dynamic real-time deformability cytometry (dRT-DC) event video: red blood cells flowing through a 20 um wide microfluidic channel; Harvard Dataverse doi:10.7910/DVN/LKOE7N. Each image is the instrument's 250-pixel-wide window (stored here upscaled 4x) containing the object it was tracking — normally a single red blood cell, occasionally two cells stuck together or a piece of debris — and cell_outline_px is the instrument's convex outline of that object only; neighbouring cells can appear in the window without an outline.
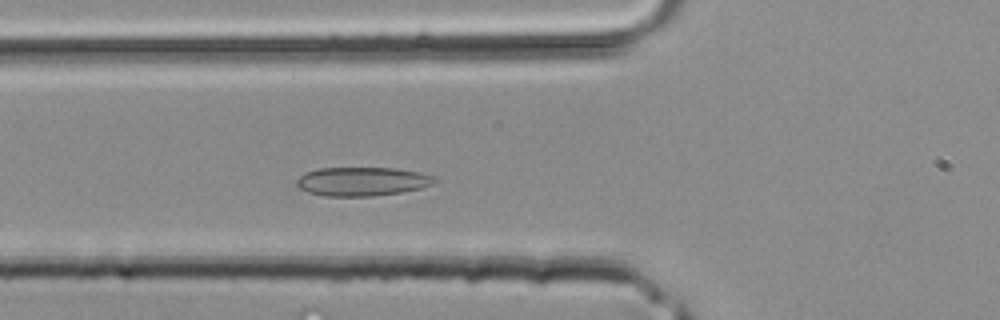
{"species": "common noctule bat (a hibernating species)", "species_latin": "Nyctalus noctula", "temperature_condition": "room temperature", "stored_images_in_passage": 35, "segment_of_instrument_passage": [1, 2], "camera_frame_rate_fps": 3000, "um_per_image_px": 0.085, "animal": {"sex": "male", "body_mass_g": 20.4}, "frame": {"image": 1, "passage_image": 9, "time_ms": 2.667, "image_size_px": [1000, 320], "cell_outline_px": [[436, 180], [432, 184], [420, 188], [404, 192], [372, 196], [324, 196], [308, 192], [300, 188], [296, 184], [296, 180], [304, 172], [320, 168], [396, 168], [416, 172], [432, 176]], "centroid_in_image_um": [30.74, 15.43], "position_along_channel_um": 95.1, "area_um2": 23.06}}
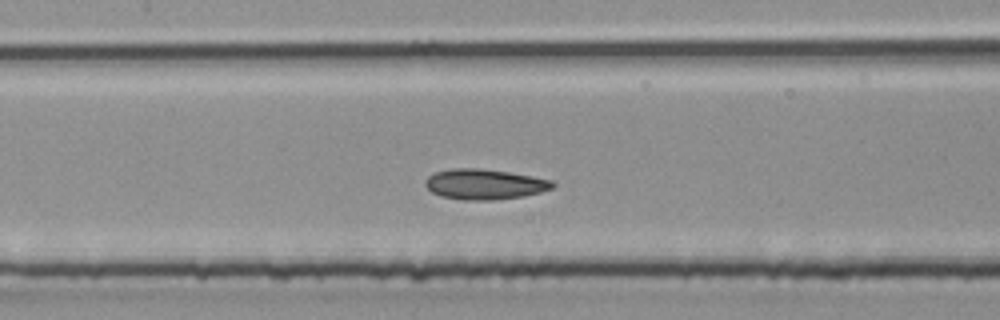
{"frame": {"image": 2, "passage_image": 13, "time_ms": 4.0, "image_size_px": [1000, 320], "cell_outline_px": [[556, 184], [552, 188], [540, 192], [524, 196], [492, 200], [468, 200], [440, 196], [432, 192], [424, 184], [424, 180], [428, 176], [436, 172], [452, 168], [480, 168], [508, 172], [532, 176], [552, 180]], "centroid_in_image_um": [41.18, 15.65], "position_along_channel_um": 166.2, "area_um2": 22.48}}
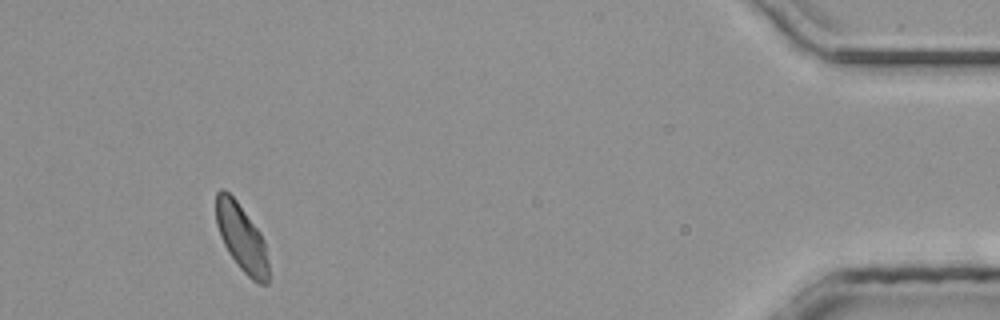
{"frame": {"image": 3, "passage_image": 31, "time_ms": 10.0, "image_size_px": [1000, 320], "cell_outline_px": [[268, 284], [260, 284], [252, 280], [240, 268], [228, 252], [220, 236], [216, 224], [216, 192], [220, 188], [224, 188], [236, 200], [260, 232], [264, 240], [268, 260]], "centroid_in_image_um": [20.53, 20.2], "position_along_channel_um": 414.7, "area_um2": 20.52}}